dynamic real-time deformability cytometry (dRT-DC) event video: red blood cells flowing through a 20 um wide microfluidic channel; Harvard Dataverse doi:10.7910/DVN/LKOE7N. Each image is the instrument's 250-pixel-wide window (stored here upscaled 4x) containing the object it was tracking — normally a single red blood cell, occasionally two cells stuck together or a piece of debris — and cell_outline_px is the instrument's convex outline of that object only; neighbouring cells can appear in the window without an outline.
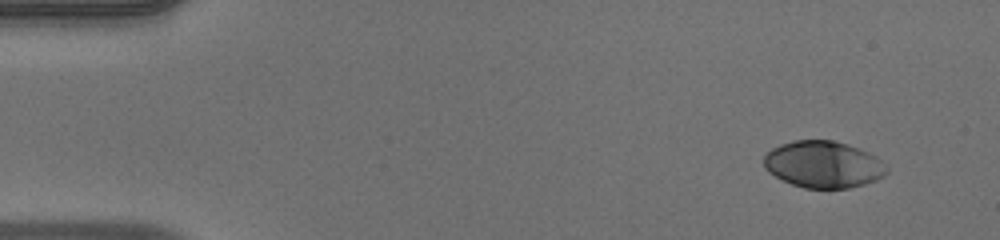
{"species": "human", "species_latin": "Homo sapiens", "temperature_condition": "warm", "stored_images_in_passage": 56, "camera_frame_rate_fps": 3000, "um_per_image_px": 0.085, "donor": {"sex": "male"}, "frame": {"image": 1, "passage_image": 7, "time_ms": 2.0, "image_size_px": [1000, 240], "cell_outline_px": [[856, 184], [840, 188], [812, 188], [796, 184], [772, 172], [768, 168], [768, 156], [776, 148], [800, 140], [828, 140], [840, 144]], "centroid_in_image_um": [69.04, 13.96], "position_along_channel_um": 16.0, "area_um2": 23.47}}
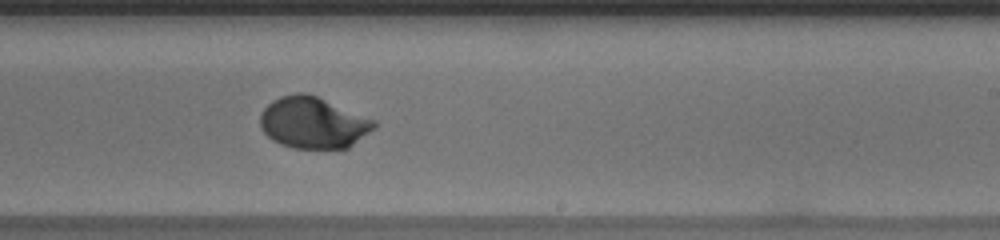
{"frame": {"image": 2, "passage_image": 35, "time_ms": 11.333, "image_size_px": [1000, 240], "cell_outline_px": [[372, 124], [368, 128], [344, 148], [308, 148], [288, 144], [272, 136], [264, 128], [264, 112], [272, 104], [288, 96], [312, 96]], "centroid_in_image_um": [26.53, 10.48], "position_along_channel_um": 262.5, "area_um2": 28.84}}
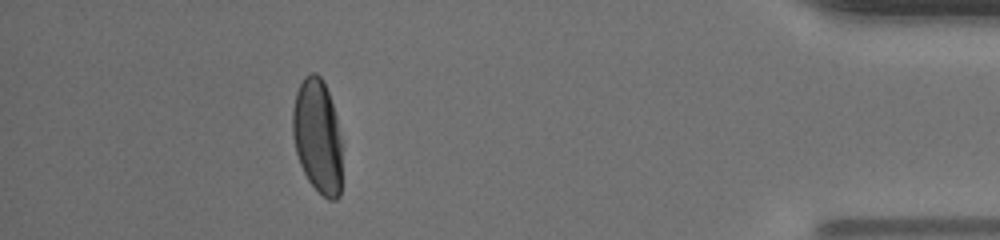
{"frame": {"image": 3, "passage_image": 50, "time_ms": 16.333, "image_size_px": [1000, 240], "cell_outline_px": [[340, 192], [336, 196], [328, 196], [320, 192], [316, 188], [308, 176], [300, 160], [296, 148], [296, 96], [304, 80], [308, 76], [316, 76], [324, 84], [332, 108], [340, 160]], "centroid_in_image_um": [27.0, 11.63], "position_along_channel_um": 408.2, "area_um2": 28.67}, "authors_computed_cell_mechanics": {"area_um2": 27.2238, "velocity_mm_per_s": 3.9482, "shape_relaxation_time_tau1_ms": 4.2901, "shape_relaxation_time_tau2_ms": null, "deformation_change_tau1": 0.2133, "deformation_change_tau2": null}}